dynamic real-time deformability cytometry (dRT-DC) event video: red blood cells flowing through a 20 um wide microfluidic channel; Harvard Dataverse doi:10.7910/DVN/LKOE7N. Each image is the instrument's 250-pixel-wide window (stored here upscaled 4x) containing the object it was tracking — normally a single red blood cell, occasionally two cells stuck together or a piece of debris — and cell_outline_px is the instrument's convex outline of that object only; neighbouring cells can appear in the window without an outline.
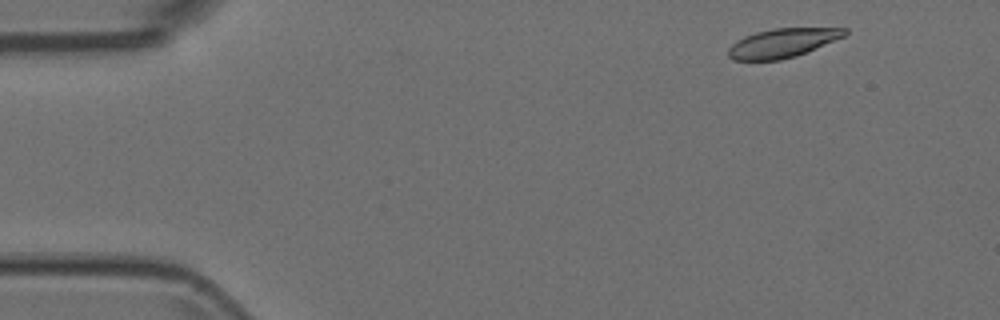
{"species": "Egyptian fruit bat (a non-hibernating species)", "species_latin": "Rousettus aegyptiacus", "temperature_condition": "room temperature", "stored_images_in_passage": 13, "camera_frame_rate_fps": 3000, "um_per_image_px": 0.085, "animal": {"sex": "female"}, "frame": {"image": 1, "passage_image": 3, "time_ms": 0.667, "image_size_px": [1000, 320], "cell_outline_px": [[848, 32], [844, 36], [796, 56], [780, 60], [732, 60], [728, 56], [728, 48], [736, 40], [744, 36], [756, 32], [772, 28], [848, 28]], "centroid_in_image_um": [66.47, 3.65], "position_along_channel_um": 18.5, "area_um2": 19.59}}
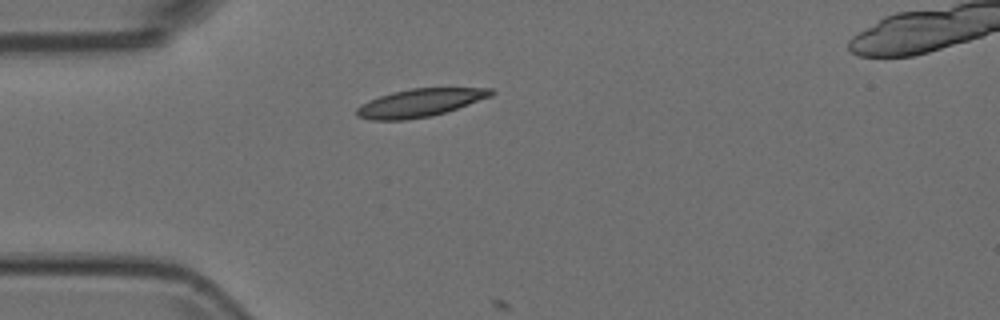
{"frame": {"image": 2, "passage_image": 12, "time_ms": 3.667, "image_size_px": [1000, 320], "cell_outline_px": [[496, 92], [492, 96], [432, 116], [404, 120], [372, 120], [356, 116], [356, 108], [360, 104], [368, 100], [392, 92], [412, 88], [492, 88]], "centroid_in_image_um": [35.66, 8.74], "position_along_channel_um": 49.3, "area_um2": 21.85}}